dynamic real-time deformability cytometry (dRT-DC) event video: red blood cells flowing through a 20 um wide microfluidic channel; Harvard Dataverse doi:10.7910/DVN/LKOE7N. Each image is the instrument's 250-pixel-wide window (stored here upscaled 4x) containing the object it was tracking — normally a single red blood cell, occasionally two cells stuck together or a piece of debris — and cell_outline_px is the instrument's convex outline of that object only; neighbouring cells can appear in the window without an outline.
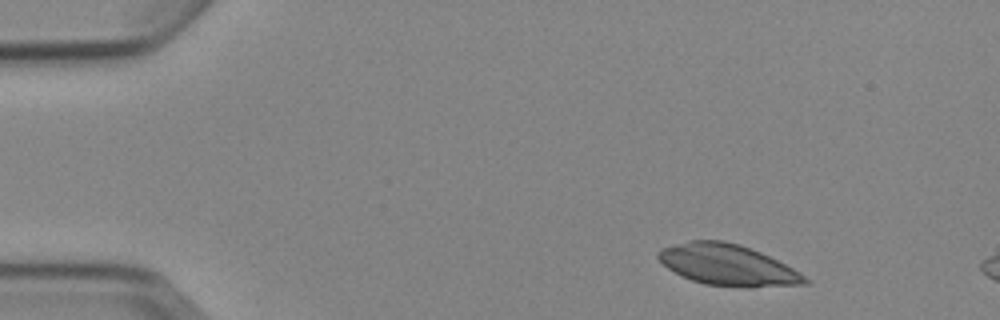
{"species": "Egyptian fruit bat (a non-hibernating species)", "species_latin": "Rousettus aegyptiacus", "temperature_condition": "cold", "stored_images_in_passage": 3, "camera_frame_rate_fps": 3000, "um_per_image_px": 0.085, "animal": {"sex": "female"}, "frame": {"image": 1, "passage_image": 1, "time_ms": 0.0, "image_size_px": [1000, 320], "cell_outline_px": [[812, 284], [752, 288], [744, 288], [704, 284], [692, 280], [668, 268], [656, 256], [656, 252], [660, 248], [688, 240], [724, 240], [740, 244], [760, 252], [800, 272], [812, 280]], "centroid_in_image_um": [61.9, 22.53], "position_along_channel_um": 23.1, "area_um2": 35.49}}